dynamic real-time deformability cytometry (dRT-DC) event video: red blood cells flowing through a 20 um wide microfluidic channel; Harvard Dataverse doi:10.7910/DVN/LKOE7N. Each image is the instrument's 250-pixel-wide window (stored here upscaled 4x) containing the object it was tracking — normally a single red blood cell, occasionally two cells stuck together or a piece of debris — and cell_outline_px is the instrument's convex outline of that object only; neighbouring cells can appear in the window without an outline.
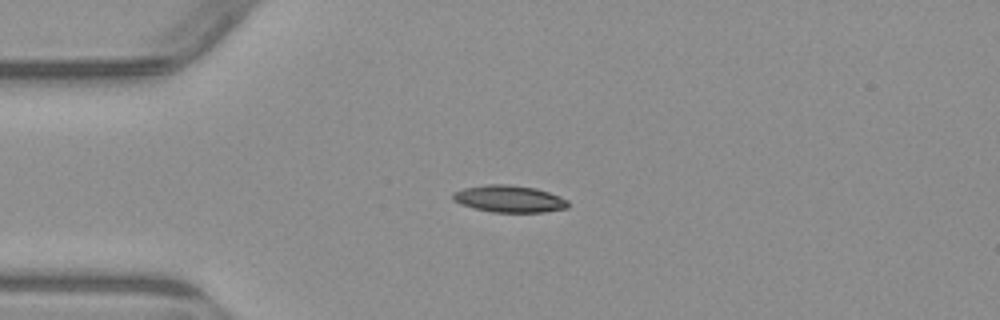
{"species": "common noctule bat (a hibernating species)", "species_latin": "Nyctalus noctula", "temperature_condition": "warm", "stored_images_in_passage": 5, "camera_frame_rate_fps": 3000, "um_per_image_px": 0.085, "animal": {"sex": "male", "body_mass_g": 23.1, "forearm_length_mm": 52.7}, "frame": {"image": 1, "passage_image": 3, "time_ms": 2.333, "image_size_px": [1000, 320], "cell_outline_px": [[568, 208], [544, 212], [492, 212], [460, 204], [452, 200], [452, 192], [464, 188], [488, 184], [508, 184], [536, 188], [560, 196], [568, 200]], "centroid_in_image_um": [43.28, 16.9], "position_along_channel_um": 41.7, "area_um2": 18.15}}
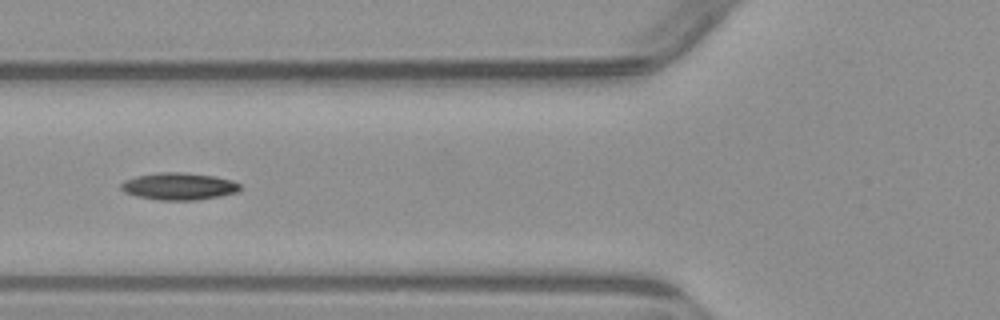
{"frame": {"image": 2, "passage_image": 5, "time_ms": 4.667, "image_size_px": [1000, 320], "cell_outline_px": [[240, 188], [236, 192], [220, 196], [196, 200], [160, 200], [136, 196], [124, 192], [120, 188], [120, 184], [124, 180], [136, 176], [160, 172], [184, 172], [216, 176], [232, 180], [240, 184]], "centroid_in_image_um": [15.18, 15.83], "position_along_channel_um": 110.6, "area_um2": 18.9}}